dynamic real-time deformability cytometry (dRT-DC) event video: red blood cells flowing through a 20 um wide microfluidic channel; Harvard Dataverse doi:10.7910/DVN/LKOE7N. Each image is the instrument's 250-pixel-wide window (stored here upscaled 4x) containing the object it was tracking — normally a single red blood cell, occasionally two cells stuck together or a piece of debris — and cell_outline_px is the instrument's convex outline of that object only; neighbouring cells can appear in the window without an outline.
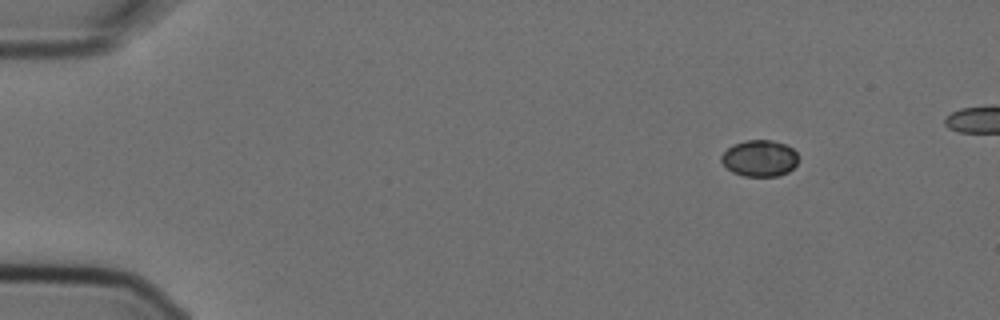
{"species": "Egyptian fruit bat (a non-hibernating species)", "species_latin": "Rousettus aegyptiacus", "temperature_condition": "cold", "stored_images_in_passage": 4, "camera_frame_rate_fps": 3000, "um_per_image_px": 0.085, "animal": {"sex": "female"}, "frame": {"image": 1, "passage_image": 1, "time_ms": 0.0, "image_size_px": [1000, 320], "cell_outline_px": [[796, 164], [788, 172], [776, 176], [744, 176], [732, 172], [720, 160], [720, 156], [732, 144], [744, 140], [772, 140], [784, 144], [792, 148], [796, 152]], "centroid_in_image_um": [64.53, 13.44], "position_along_channel_um": 20.5, "area_um2": 16.24}}